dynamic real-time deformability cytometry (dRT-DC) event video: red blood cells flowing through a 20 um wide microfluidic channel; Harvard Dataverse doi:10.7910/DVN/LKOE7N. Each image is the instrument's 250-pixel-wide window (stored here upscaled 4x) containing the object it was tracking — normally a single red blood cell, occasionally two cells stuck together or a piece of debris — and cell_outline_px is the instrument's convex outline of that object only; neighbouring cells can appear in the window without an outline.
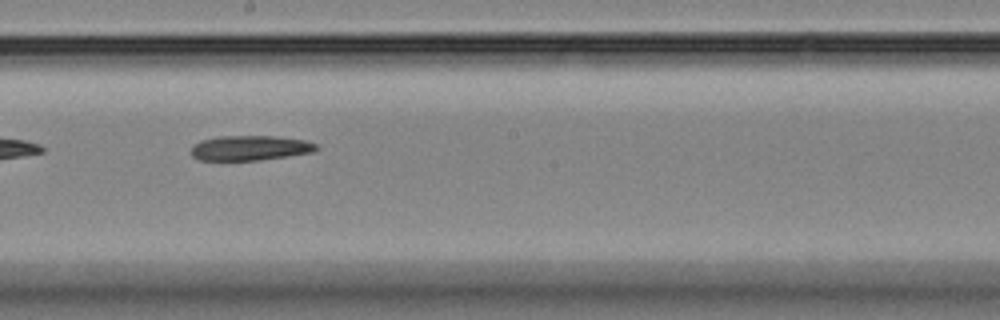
{"species": "Egyptian fruit bat (a non-hibernating species)", "species_latin": "Rousettus aegyptiacus", "temperature_condition": "room temperature", "stored_images_in_passage": 32, "camera_frame_rate_fps": 3000, "um_per_image_px": 0.085, "animal": {"sex": "female"}, "frame": {"image": 1, "passage_image": 14, "time_ms": 4.333, "image_size_px": [1000, 320], "cell_outline_px": [[320, 148], [316, 152], [260, 160], [200, 160], [192, 156], [192, 144], [200, 140], [220, 136], [276, 136], [304, 140], [316, 144]], "centroid_in_image_um": [21.27, 12.57], "position_along_channel_um": 226.9, "area_um2": 18.32}}